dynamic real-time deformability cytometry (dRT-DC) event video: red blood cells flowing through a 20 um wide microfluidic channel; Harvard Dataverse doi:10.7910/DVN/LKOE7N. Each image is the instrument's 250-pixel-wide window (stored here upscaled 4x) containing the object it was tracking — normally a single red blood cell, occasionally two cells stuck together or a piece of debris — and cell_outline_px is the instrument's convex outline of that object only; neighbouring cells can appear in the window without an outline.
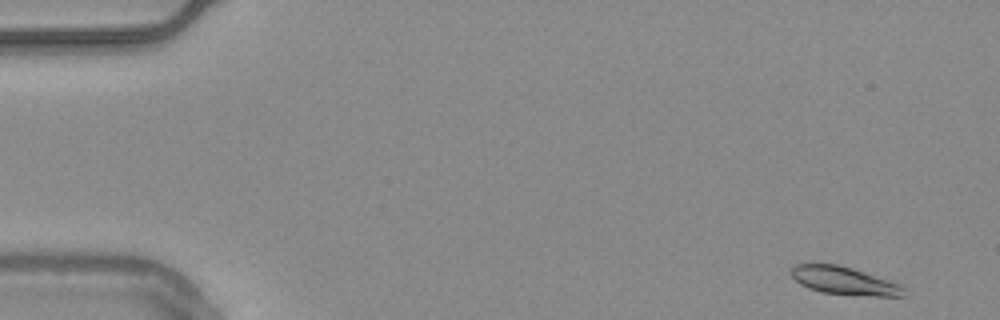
{"species": "common noctule bat (a hibernating species)", "species_latin": "Nyctalus noctula", "temperature_condition": "warm", "stored_images_in_passage": 52, "camera_frame_rate_fps": 3000, "um_per_image_px": 0.085, "animal": {"sex": "male", "body_mass_g": 20.4}, "frame": {"image": 1, "passage_image": 1, "time_ms": 0.0, "image_size_px": [1000, 320], "cell_outline_px": [[904, 296], [872, 296], [820, 292], [808, 288], [800, 284], [788, 272], [796, 264], [836, 264], [852, 268], [904, 284]], "centroid_in_image_um": [71.78, 23.86], "position_along_channel_um": 13.2, "area_um2": 18.44}}
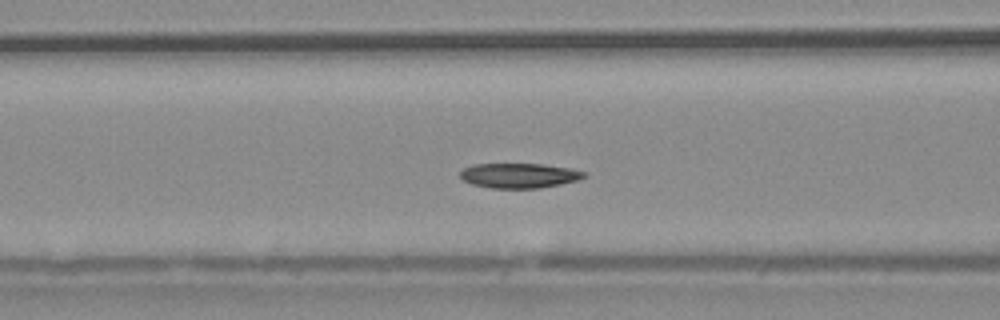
{"frame": {"image": 2, "passage_image": 20, "time_ms": 6.333, "image_size_px": [1000, 320], "cell_outline_px": [[588, 176], [580, 180], [540, 188], [492, 188], [472, 184], [464, 180], [460, 176], [460, 172], [464, 168], [476, 164], [544, 164], [568, 168], [588, 172]], "centroid_in_image_um": [44.19, 14.92], "position_along_channel_um": 122.4, "area_um2": 17.98}}
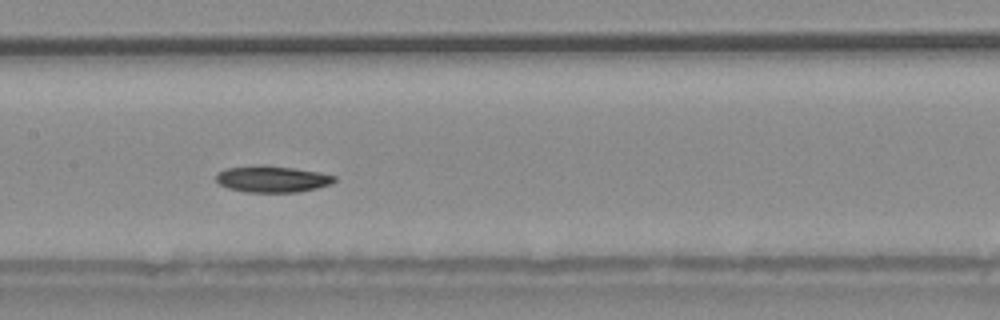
{"frame": {"image": 3, "passage_image": 25, "time_ms": 8.0, "image_size_px": [1000, 320], "cell_outline_px": [[336, 180], [332, 184], [300, 192], [244, 192], [228, 188], [220, 184], [216, 180], [216, 172], [228, 168], [260, 164], [292, 168], [320, 172], [336, 176]], "centroid_in_image_um": [23.14, 15.22], "position_along_channel_um": 184.3, "area_um2": 18.38}}